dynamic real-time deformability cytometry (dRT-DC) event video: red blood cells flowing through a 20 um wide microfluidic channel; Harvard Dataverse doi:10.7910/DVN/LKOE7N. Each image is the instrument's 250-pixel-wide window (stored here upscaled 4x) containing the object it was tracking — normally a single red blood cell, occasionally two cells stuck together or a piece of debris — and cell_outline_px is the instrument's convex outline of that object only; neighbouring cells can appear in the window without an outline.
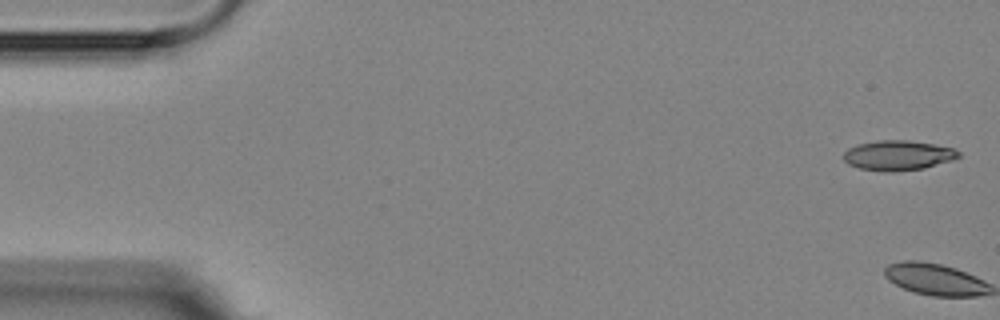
{"species": "Egyptian fruit bat (a non-hibernating species)", "species_latin": "Rousettus aegyptiacus", "temperature_condition": "room temperature", "stored_images_in_passage": 7, "camera_frame_rate_fps": 3000, "um_per_image_px": 0.085, "animal": {"sex": "female"}, "frame": {"image": 1, "passage_image": 1, "time_ms": 0.0, "image_size_px": [1000, 320], "cell_outline_px": [[960, 156], [952, 160], [924, 168], [896, 172], [884, 172], [860, 168], [848, 164], [844, 160], [844, 152], [848, 148], [856, 144], [876, 140], [908, 140], [932, 144], [952, 148], [960, 152]], "centroid_in_image_um": [76.3, 13.21], "position_along_channel_um": 8.7, "area_um2": 20.11}}
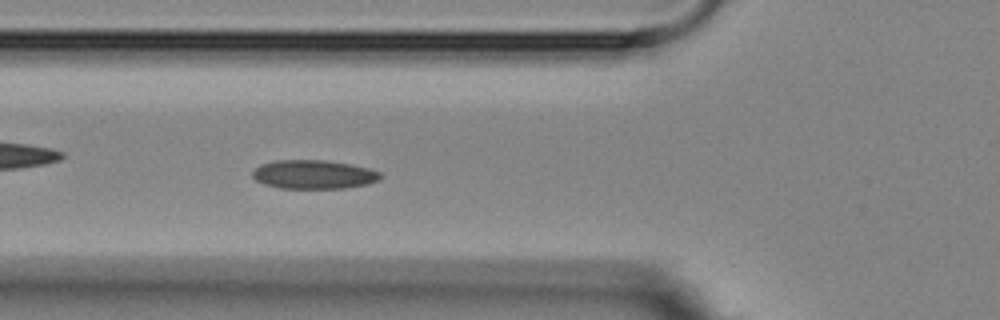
{"frame": {"image": 2, "passage_image": 7, "time_ms": 6.667, "image_size_px": [1000, 320], "cell_outline_px": [[380, 180], [368, 184], [348, 188], [280, 188], [264, 184], [256, 180], [252, 176], [252, 172], [260, 164], [276, 160], [324, 160], [348, 164], [368, 168], [380, 172]], "centroid_in_image_um": [26.65, 14.83], "position_along_channel_um": 99.1, "area_um2": 21.44}}